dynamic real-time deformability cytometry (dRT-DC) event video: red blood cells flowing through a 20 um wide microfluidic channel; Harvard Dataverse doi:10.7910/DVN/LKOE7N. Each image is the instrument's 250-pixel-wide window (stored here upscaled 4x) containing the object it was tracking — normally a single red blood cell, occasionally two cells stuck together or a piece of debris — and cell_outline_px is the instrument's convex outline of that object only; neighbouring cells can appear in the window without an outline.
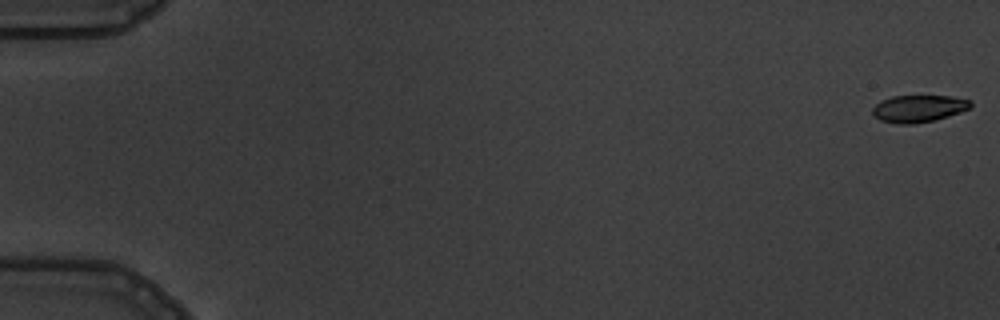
{"species": "common noctule bat (a hibernating species)", "species_latin": "Nyctalus noctula", "temperature_condition": "warm", "stored_images_in_passage": 6, "camera_frame_rate_fps": 3000, "um_per_image_px": 0.085, "animal": {"sex": "male", "body_mass_g": 19.5, "forearm_length_mm": 54.6}, "frame": {"image": 1, "passage_image": 1, "time_ms": 0.0, "image_size_px": [1000, 320], "cell_outline_px": [[972, 108], [936, 120], [912, 124], [896, 124], [880, 120], [872, 116], [872, 108], [880, 100], [892, 96], [952, 96], [972, 100]], "centroid_in_image_um": [78.08, 9.23], "position_along_channel_um": 6.9, "area_um2": 15.78}}
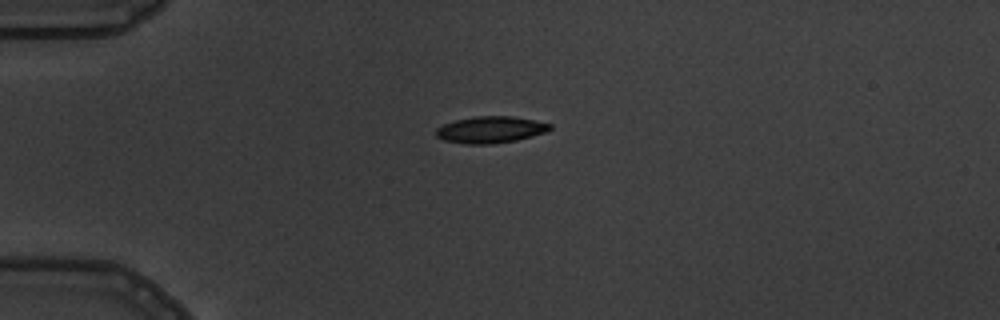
{"frame": {"image": 2, "passage_image": 5, "time_ms": 4.667, "image_size_px": [1000, 320], "cell_outline_px": [[552, 128], [548, 132], [516, 140], [492, 144], [468, 144], [444, 140], [436, 136], [436, 128], [444, 124], [456, 120], [476, 116], [512, 116], [536, 120], [552, 124]], "centroid_in_image_um": [41.74, 11.02], "position_along_channel_um": 43.3, "area_um2": 17.74}}